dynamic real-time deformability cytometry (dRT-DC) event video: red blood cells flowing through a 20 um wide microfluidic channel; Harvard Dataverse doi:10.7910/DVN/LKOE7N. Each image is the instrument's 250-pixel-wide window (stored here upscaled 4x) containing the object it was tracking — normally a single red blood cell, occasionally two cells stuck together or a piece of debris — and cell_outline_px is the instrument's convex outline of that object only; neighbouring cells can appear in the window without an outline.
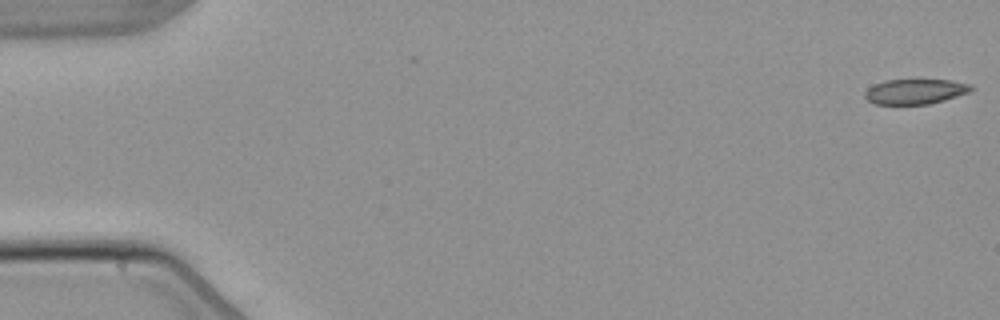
{"species": "common noctule bat (a hibernating species)", "species_latin": "Nyctalus noctula", "temperature_condition": "warm", "stored_images_in_passage": 5, "camera_frame_rate_fps": 3000, "um_per_image_px": 0.085, "animal": {"sex": "male", "body_mass_g": 21.5, "forearm_length_mm": 52.0}, "frame": {"image": 1, "passage_image": 1, "time_ms": 0.0, "image_size_px": [1000, 320], "cell_outline_px": [[976, 88], [968, 92], [944, 100], [928, 104], [876, 104], [868, 100], [864, 96], [864, 92], [868, 88], [884, 80], [948, 80], [972, 84]], "centroid_in_image_um": [77.81, 7.77], "position_along_channel_um": 7.2, "area_um2": 15.43}}
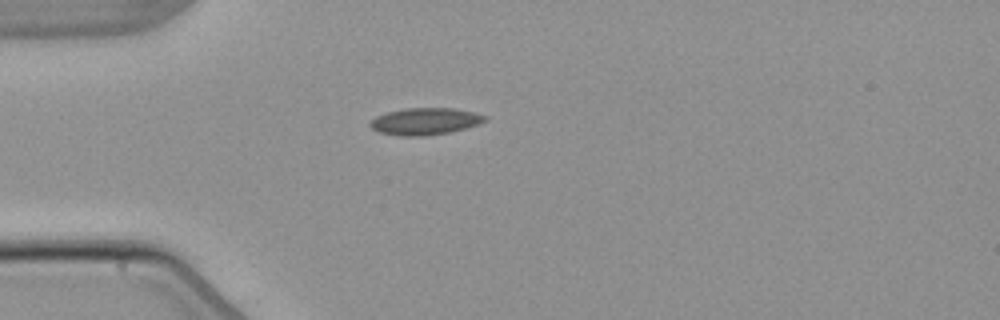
{"frame": {"image": 2, "passage_image": 5, "time_ms": 4.667, "image_size_px": [1000, 320], "cell_outline_px": [[488, 120], [464, 128], [448, 132], [424, 136], [400, 136], [380, 132], [372, 128], [368, 124], [376, 116], [388, 112], [404, 108], [452, 108], [472, 112], [488, 116]], "centroid_in_image_um": [36.11, 10.31], "position_along_channel_um": 48.9, "area_um2": 17.8}}